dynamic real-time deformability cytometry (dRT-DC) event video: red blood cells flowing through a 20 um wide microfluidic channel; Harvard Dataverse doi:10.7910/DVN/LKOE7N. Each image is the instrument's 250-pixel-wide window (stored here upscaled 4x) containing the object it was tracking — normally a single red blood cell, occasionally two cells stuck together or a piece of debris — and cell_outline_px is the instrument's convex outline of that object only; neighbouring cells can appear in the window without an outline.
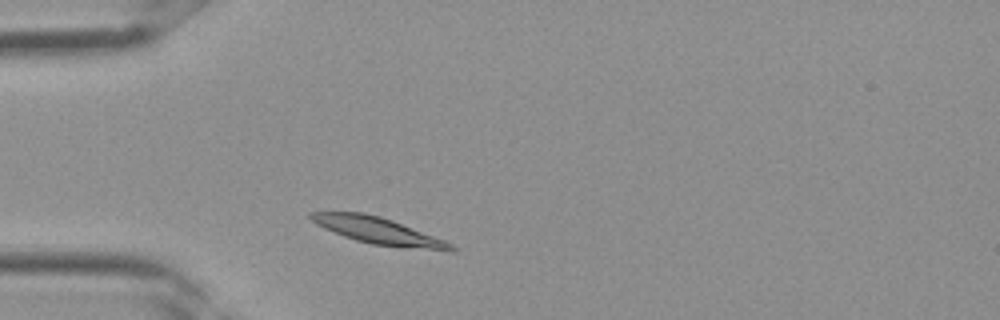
{"species": "Egyptian fruit bat (a non-hibernating species)", "species_latin": "Rousettus aegyptiacus", "temperature_condition": "room temperature", "stored_images_in_passage": 1, "camera_frame_rate_fps": 3000, "um_per_image_px": 0.085, "frame": {"image": 1, "passage_image": 1, "time_ms": 0.0, "image_size_px": [1000, 320], "cell_outline_px": [[456, 252], [448, 252], [372, 244], [356, 240], [344, 236], [324, 228], [316, 224], [308, 216], [308, 212], [364, 212], [380, 216], [392, 220], [444, 240], [452, 244], [456, 248]], "centroid_in_image_um": [32.19, 19.62], "position_along_channel_um": 52.8, "area_um2": 21.73}}